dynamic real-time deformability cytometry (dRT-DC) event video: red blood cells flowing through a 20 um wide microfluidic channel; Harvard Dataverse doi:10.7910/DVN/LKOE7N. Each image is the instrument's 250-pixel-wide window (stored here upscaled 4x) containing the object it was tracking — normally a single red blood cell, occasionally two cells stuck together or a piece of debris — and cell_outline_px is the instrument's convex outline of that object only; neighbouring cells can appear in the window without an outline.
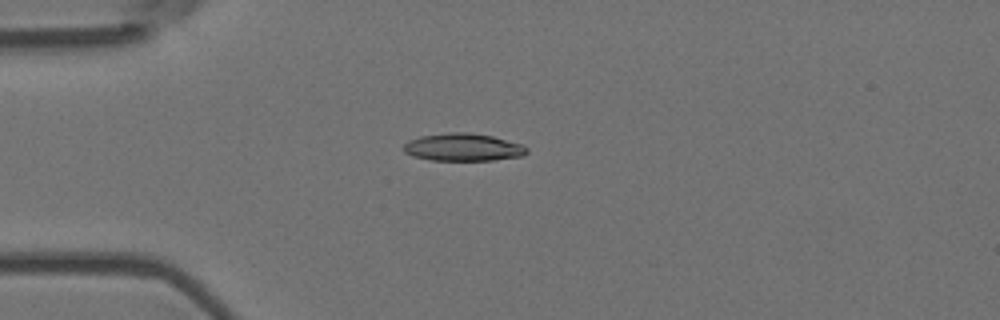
{"species": "Egyptian fruit bat (a non-hibernating species)", "species_latin": "Rousettus aegyptiacus", "temperature_condition": "room temperature", "stored_images_in_passage": 7, "camera_frame_rate_fps": 3000, "um_per_image_px": 0.085, "animal": {"sex": "female"}, "frame": {"image": 1, "passage_image": 4, "time_ms": 1.0, "image_size_px": [1000, 320], "cell_outline_px": [[528, 152], [524, 156], [492, 160], [432, 160], [412, 156], [404, 152], [404, 144], [408, 140], [420, 136], [452, 132], [468, 132], [492, 136], [524, 144], [528, 148]], "centroid_in_image_um": [39.39, 12.51], "position_along_channel_um": 45.6, "area_um2": 19.94}}
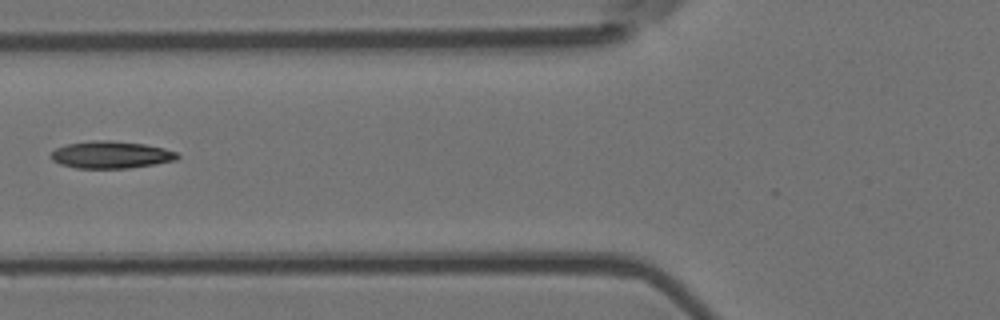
{"frame": {"image": 2, "passage_image": 6, "time_ms": 1.667, "image_size_px": [1000, 320], "cell_outline_px": [[180, 156], [176, 160], [156, 164], [128, 168], [76, 168], [60, 164], [52, 160], [48, 156], [56, 148], [68, 144], [92, 140], [108, 140], [144, 144], [164, 148], [176, 152]], "centroid_in_image_um": [9.42, 13.16], "position_along_channel_um": 116.4, "area_um2": 20.06}}
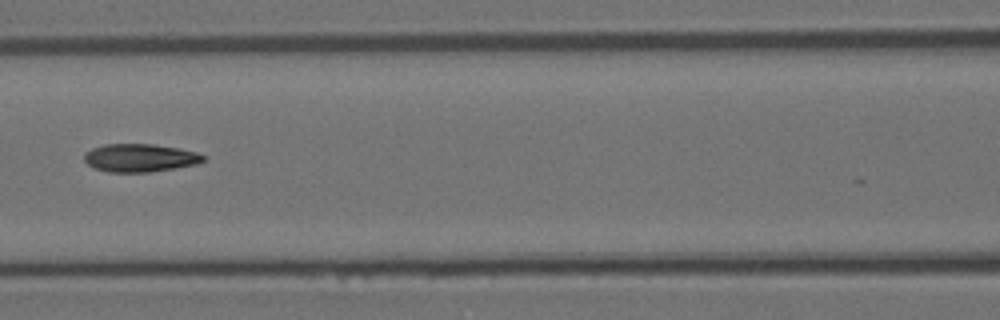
{"frame": {"image": 3, "passage_image": 7, "time_ms": 2.0, "image_size_px": [1000, 320], "cell_outline_px": [[204, 160], [196, 164], [148, 172], [108, 172], [92, 168], [84, 160], [84, 152], [92, 148], [104, 144], [152, 144], [180, 148], [196, 152], [204, 156]], "centroid_in_image_um": [11.84, 13.41], "position_along_channel_um": 154.8, "area_um2": 19.42}}